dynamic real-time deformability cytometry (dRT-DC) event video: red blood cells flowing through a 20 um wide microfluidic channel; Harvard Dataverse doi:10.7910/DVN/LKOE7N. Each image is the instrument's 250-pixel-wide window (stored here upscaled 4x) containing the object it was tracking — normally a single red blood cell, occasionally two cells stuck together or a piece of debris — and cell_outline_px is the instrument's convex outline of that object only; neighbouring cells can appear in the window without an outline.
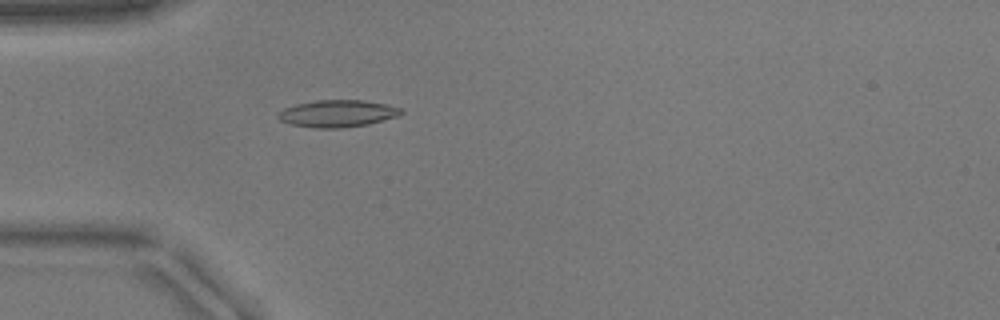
{"species": "common noctule bat (a hibernating species)", "species_latin": "Nyctalus noctula", "temperature_condition": "warm", "stored_images_in_passage": 52, "camera_frame_rate_fps": 3000, "um_per_image_px": 0.085, "animal": {"sex": "male", "body_mass_g": 17.9}, "frame": {"image": 1, "passage_image": 16, "time_ms": 5.0, "image_size_px": [1000, 320], "cell_outline_px": [[404, 112], [400, 116], [368, 124], [344, 128], [316, 128], [292, 124], [280, 120], [276, 116], [284, 108], [296, 104], [316, 100], [364, 100], [404, 108]], "centroid_in_image_um": [28.74, 9.65], "position_along_channel_um": 56.3, "area_um2": 19.48}}
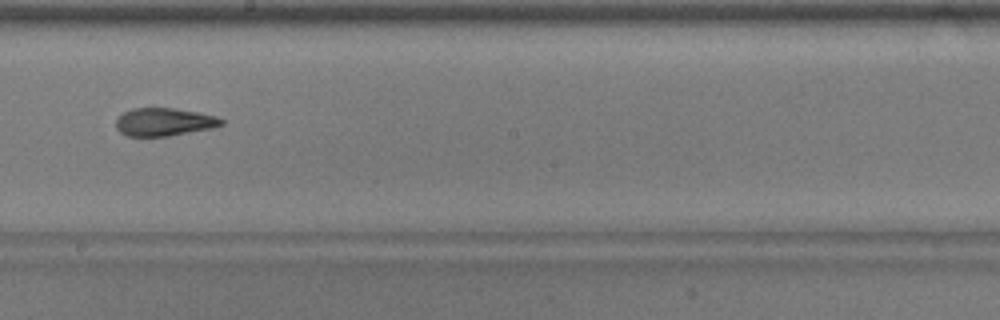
{"frame": {"image": 2, "passage_image": 30, "time_ms": 9.667, "image_size_px": [1000, 320], "cell_outline_px": [[224, 124], [212, 128], [168, 136], [128, 136], [120, 132], [116, 128], [116, 120], [124, 112], [132, 108], [172, 108], [196, 112], [216, 116], [224, 120]], "centroid_in_image_um": [13.95, 10.37], "position_along_channel_um": 234.3, "area_um2": 17.05}}
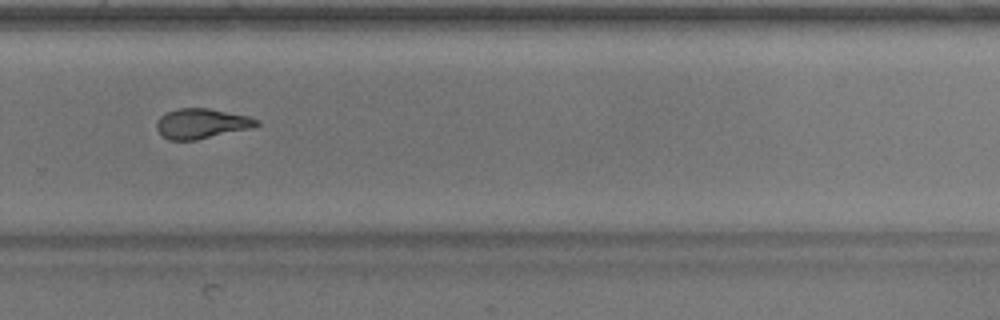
{"frame": {"image": 3, "passage_image": 36, "time_ms": 11.667, "image_size_px": [1000, 320], "cell_outline_px": [[260, 124], [252, 128], [196, 140], [168, 140], [156, 128], [156, 124], [160, 116], [176, 108], [208, 108], [248, 116], [260, 120]], "centroid_in_image_um": [17.15, 10.5], "position_along_channel_um": 312.7, "area_um2": 17.46}}